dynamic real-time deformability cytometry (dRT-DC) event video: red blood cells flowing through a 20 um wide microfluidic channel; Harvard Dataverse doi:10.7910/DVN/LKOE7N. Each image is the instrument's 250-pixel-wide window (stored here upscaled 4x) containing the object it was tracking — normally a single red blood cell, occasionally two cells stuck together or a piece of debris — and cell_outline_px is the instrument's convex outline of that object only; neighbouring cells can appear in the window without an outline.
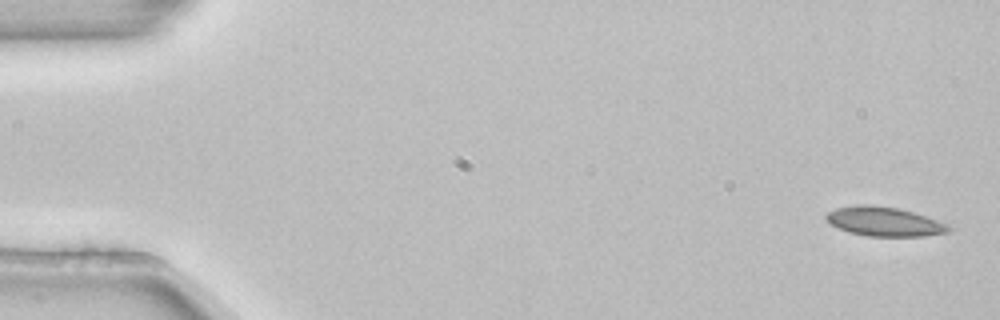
{"species": "common noctule bat (a hibernating species)", "species_latin": "Nyctalus noctula", "temperature_condition": "room temperature", "stored_images_in_passage": 4, "camera_frame_rate_fps": 3000, "um_per_image_px": 0.085, "animal": {"sex": "female", "body_mass_g": 22.7, "forearm_length_mm": 54.2}, "frame": {"image": 1, "passage_image": 1, "time_ms": 0.0, "image_size_px": [1000, 320], "cell_outline_px": [[952, 228], [948, 232], [924, 236], [868, 236], [848, 232], [828, 224], [824, 216], [828, 212], [836, 208], [856, 204], [868, 204], [900, 208], [948, 224]], "centroid_in_image_um": [75.11, 18.83], "position_along_channel_um": 9.9, "area_um2": 20.98}}